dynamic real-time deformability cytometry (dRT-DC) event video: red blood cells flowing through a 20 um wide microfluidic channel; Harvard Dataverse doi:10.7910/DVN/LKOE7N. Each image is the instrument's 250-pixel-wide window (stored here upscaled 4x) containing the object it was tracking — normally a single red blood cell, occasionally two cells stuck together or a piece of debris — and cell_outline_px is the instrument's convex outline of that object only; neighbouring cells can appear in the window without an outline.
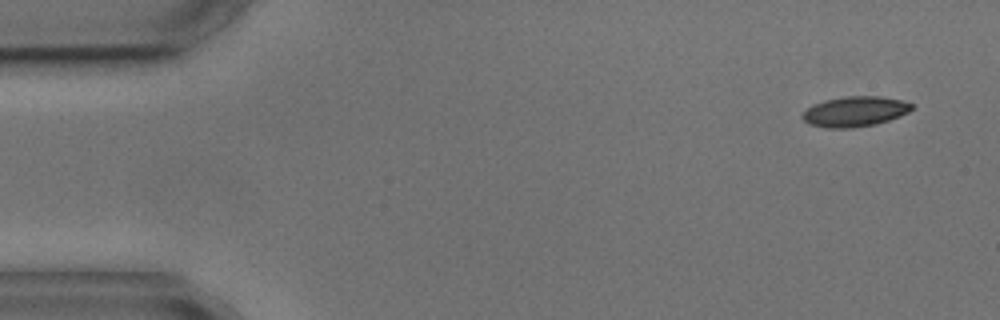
{"species": "common noctule bat (a hibernating species)", "species_latin": "Nyctalus noctula", "temperature_condition": "cold", "stored_images_in_passage": 4, "camera_frame_rate_fps": 3000, "um_per_image_px": 0.085, "animal": {"sex": "male", "body_mass_g": 17.9, "forearm_length_mm": 54.2}, "frame": {"image": 1, "passage_image": 1, "time_ms": 0.0, "image_size_px": [1000, 320], "cell_outline_px": [[916, 108], [900, 116], [876, 124], [852, 128], [824, 128], [808, 124], [800, 116], [812, 104], [824, 100], [848, 96], [880, 96], [900, 100], [912, 104]], "centroid_in_image_um": [72.65, 9.48], "position_along_channel_um": 12.3, "area_um2": 19.36}}
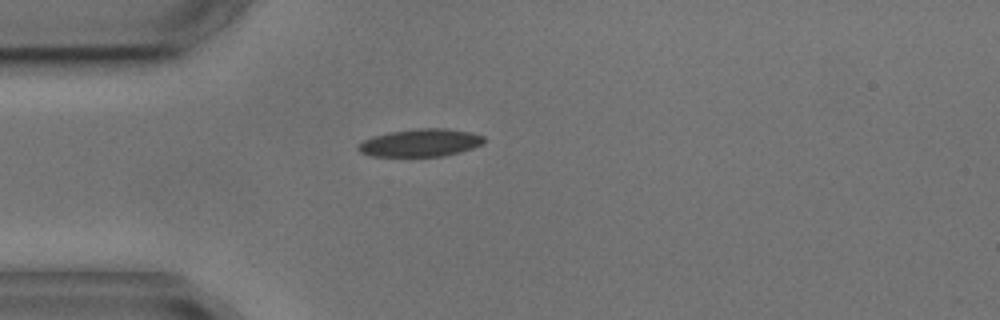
{"frame": {"image": 2, "passage_image": 4, "time_ms": 3.667, "image_size_px": [1000, 320], "cell_outline_px": [[484, 144], [472, 148], [444, 156], [372, 156], [360, 152], [356, 148], [364, 140], [372, 136], [388, 132], [420, 128], [444, 128], [472, 132], [484, 136]], "centroid_in_image_um": [35.75, 12.13], "position_along_channel_um": 49.3, "area_um2": 20.29}}